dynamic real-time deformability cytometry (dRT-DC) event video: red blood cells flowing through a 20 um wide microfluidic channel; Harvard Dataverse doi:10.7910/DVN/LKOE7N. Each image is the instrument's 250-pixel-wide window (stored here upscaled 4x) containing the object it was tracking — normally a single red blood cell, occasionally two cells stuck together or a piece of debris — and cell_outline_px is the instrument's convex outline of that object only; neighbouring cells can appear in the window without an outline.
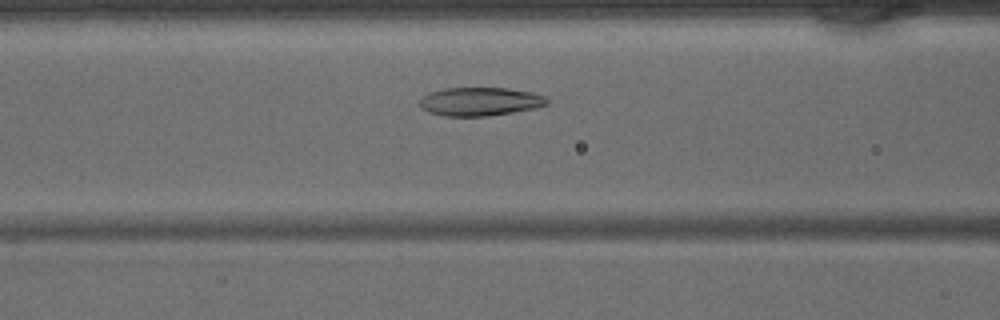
{"species": "common noctule bat (a hibernating species)", "species_latin": "Nyctalus noctula", "temperature_condition": "warm", "stored_images_in_passage": 37, "camera_frame_rate_fps": 3000, "um_per_image_px": 0.085, "animal": {"sex": "male", "body_mass_g": 15.6}, "frame": {"image": 1, "passage_image": 11, "time_ms": 3.333, "image_size_px": [1000, 320], "cell_outline_px": [[548, 104], [536, 108], [488, 116], [444, 116], [428, 112], [420, 108], [420, 100], [424, 96], [432, 92], [444, 88], [508, 88], [532, 92], [544, 96], [548, 100]], "centroid_in_image_um": [40.81, 8.63], "position_along_channel_um": 125.8, "area_um2": 21.1}}
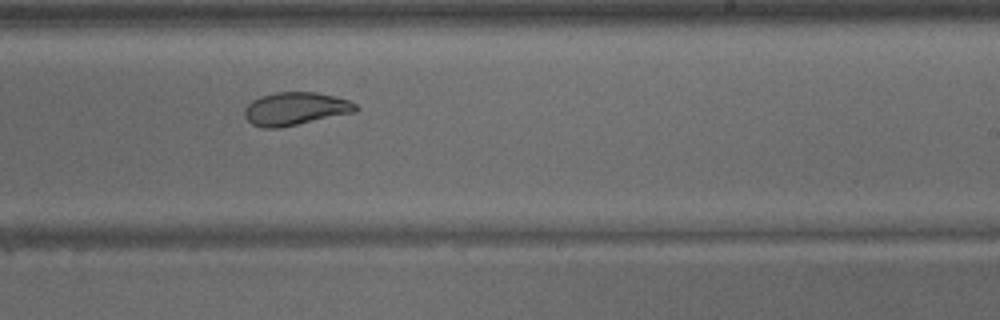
{"frame": {"image": 2, "passage_image": 20, "time_ms": 6.333, "image_size_px": [1000, 320], "cell_outline_px": [[360, 108], [356, 112], [280, 128], [264, 128], [252, 124], [244, 116], [244, 108], [252, 100], [260, 96], [276, 92], [316, 92], [336, 96], [348, 100], [356, 104]], "centroid_in_image_um": [25.12, 9.24], "position_along_channel_um": 263.9, "area_um2": 21.56}}
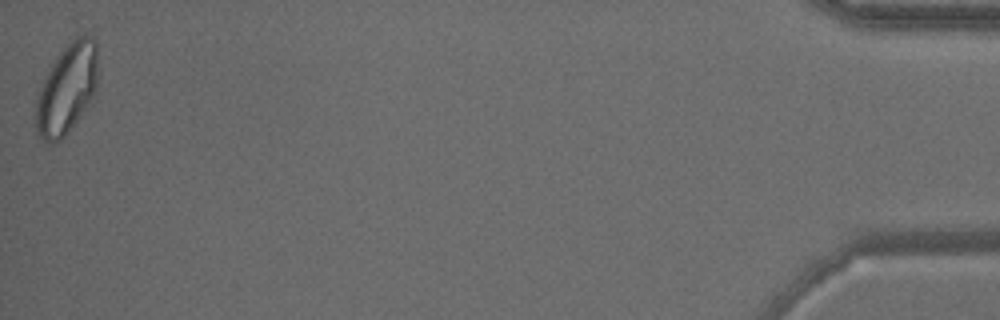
{"frame": {"image": 3, "passage_image": 37, "time_ms": 12.0, "image_size_px": [1000, 320], "cell_outline_px": [[96, 92], [76, 120], [64, 136], [60, 140], [52, 144], [48, 144], [36, 136], [36, 100], [44, 76], [56, 56], [76, 36], [92, 36], [96, 40]], "centroid_in_image_um": [5.64, 7.57], "position_along_channel_um": 429.6, "area_um2": 32.19}}